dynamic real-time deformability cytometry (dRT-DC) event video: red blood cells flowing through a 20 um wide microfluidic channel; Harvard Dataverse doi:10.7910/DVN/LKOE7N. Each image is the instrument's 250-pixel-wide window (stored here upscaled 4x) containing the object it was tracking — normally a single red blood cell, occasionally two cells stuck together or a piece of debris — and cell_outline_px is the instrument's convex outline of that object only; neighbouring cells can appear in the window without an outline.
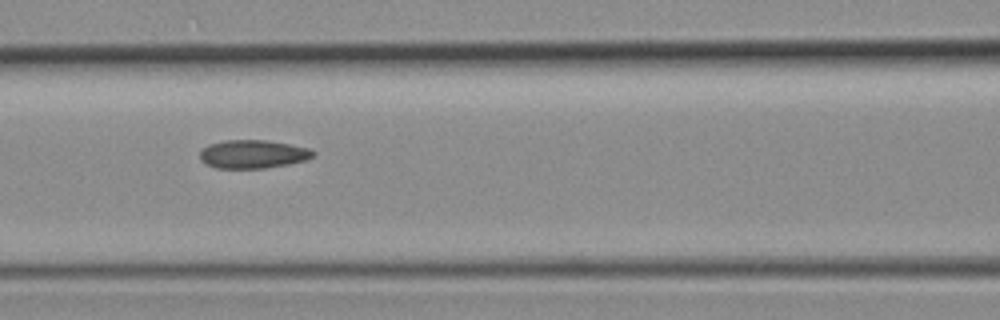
{"species": "common noctule bat (a hibernating species)", "species_latin": "Nyctalus noctula", "temperature_condition": "room temperature", "stored_images_in_passage": 5, "camera_frame_rate_fps": 3000, "um_per_image_px": 0.085, "animal": {"sex": "female", "body_mass_g": 19.3, "forearm_length_mm": 54.1}, "frame": {"image": 1, "passage_image": 4, "time_ms": 1.0, "image_size_px": [1000, 320], "cell_outline_px": [[316, 152], [308, 160], [288, 164], [264, 168], [216, 168], [200, 160], [200, 152], [208, 144], [224, 140], [264, 140], [312, 148]], "centroid_in_image_um": [21.52, 13.1], "position_along_channel_um": 145.1, "area_um2": 18.73}}
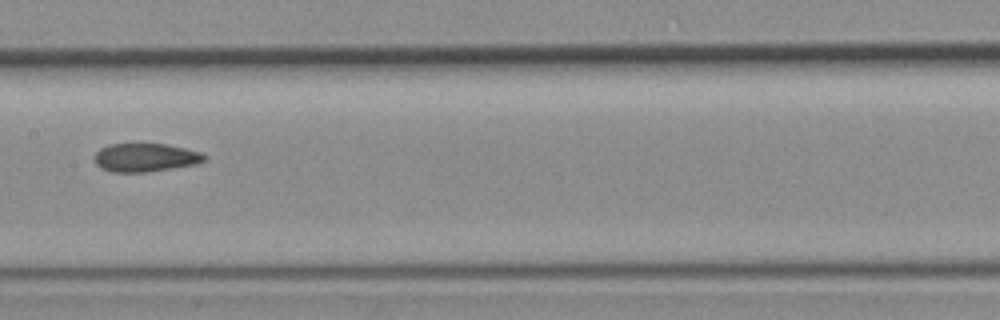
{"frame": {"image": 2, "passage_image": 5, "time_ms": 1.333, "image_size_px": [1000, 320], "cell_outline_px": [[204, 160], [196, 164], [172, 168], [144, 172], [112, 172], [100, 168], [96, 164], [96, 152], [100, 148], [108, 144], [164, 144], [184, 148], [200, 152], [204, 156]], "centroid_in_image_um": [12.31, 13.39], "position_along_channel_um": 195.1, "area_um2": 17.92}}